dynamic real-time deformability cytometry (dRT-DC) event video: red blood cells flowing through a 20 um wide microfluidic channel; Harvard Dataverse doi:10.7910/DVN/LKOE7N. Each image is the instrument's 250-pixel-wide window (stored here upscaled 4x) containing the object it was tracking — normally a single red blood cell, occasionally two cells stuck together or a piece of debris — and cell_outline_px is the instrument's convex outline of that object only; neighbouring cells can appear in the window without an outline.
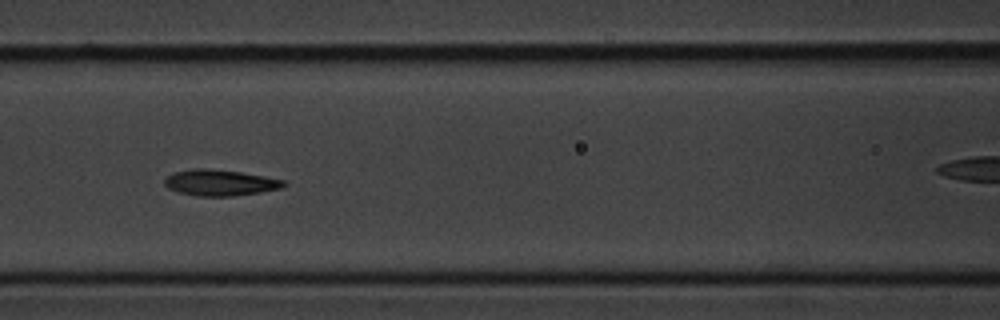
{"species": "common noctule bat (a hibernating species)", "species_latin": "Nyctalus noctula", "temperature_condition": "cold", "stored_images_in_passage": 16, "camera_frame_rate_fps": 3000, "um_per_image_px": 0.085, "animal": {"sex": "male", "body_mass_g": 20.1, "forearm_length_mm": 53.5}, "frame": {"image": 1, "passage_image": 7, "time_ms": 7.667, "image_size_px": [1000, 320], "cell_outline_px": [[288, 184], [284, 188], [260, 192], [232, 196], [196, 196], [176, 192], [168, 188], [164, 184], [164, 180], [168, 176], [176, 172], [192, 168], [204, 168], [240, 172], [264, 176], [284, 180]], "centroid_in_image_um": [18.72, 15.53], "position_along_channel_um": 147.9, "area_um2": 18.15}}
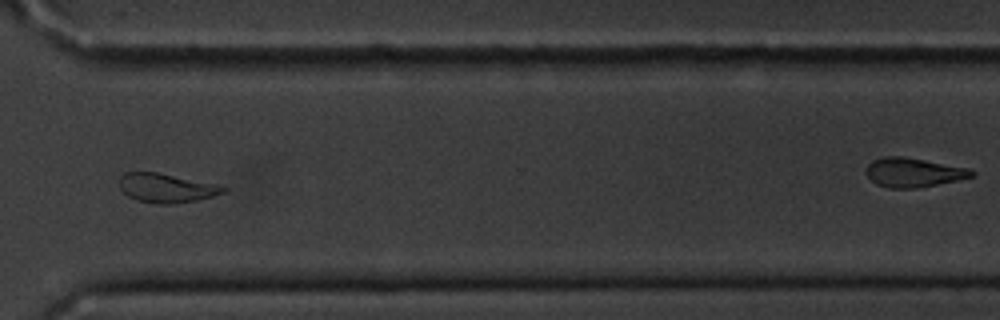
{"frame": {"image": 2, "passage_image": 12, "time_ms": 13.667, "image_size_px": [1000, 320], "cell_outline_px": [[228, 188], [224, 192], [200, 200], [172, 204], [160, 204], [136, 200], [128, 196], [120, 188], [120, 176], [124, 172], [156, 172], [216, 184]], "centroid_in_image_um": [14.13, 15.98], "position_along_channel_um": 356.5, "area_um2": 17.51}}
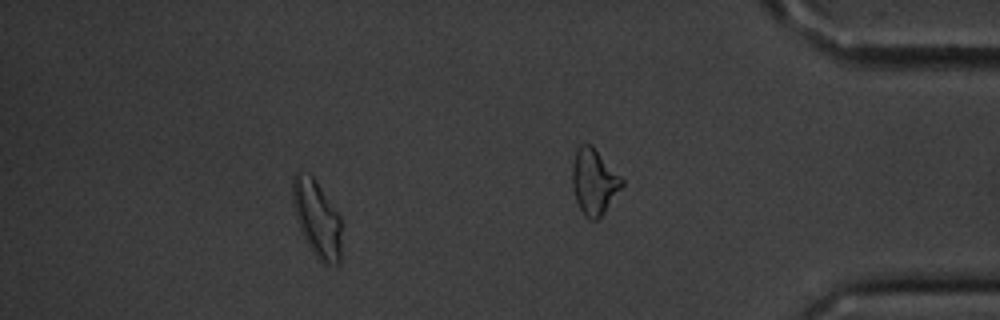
{"frame": {"image": 3, "passage_image": 14, "time_ms": 16.667, "image_size_px": [1000, 320], "cell_outline_px": [[340, 264], [324, 264], [312, 252], [304, 236], [296, 216], [292, 200], [292, 180], [296, 172], [308, 172], [312, 176], [340, 216]], "centroid_in_image_um": [26.93, 18.57], "position_along_channel_um": 408.3, "area_um2": 21.39}, "authors_computed_cell_mechanics": {"area_um2": 17.8313, "velocity_mm_per_s": 3.4828, "shape_relaxation_time_tau1_ms": 2.7899, "shape_relaxation_time_tau2_ms": 1.5225, "deformation_change_tau1": 0.1147, "deformation_change_tau2": 0.0659}}